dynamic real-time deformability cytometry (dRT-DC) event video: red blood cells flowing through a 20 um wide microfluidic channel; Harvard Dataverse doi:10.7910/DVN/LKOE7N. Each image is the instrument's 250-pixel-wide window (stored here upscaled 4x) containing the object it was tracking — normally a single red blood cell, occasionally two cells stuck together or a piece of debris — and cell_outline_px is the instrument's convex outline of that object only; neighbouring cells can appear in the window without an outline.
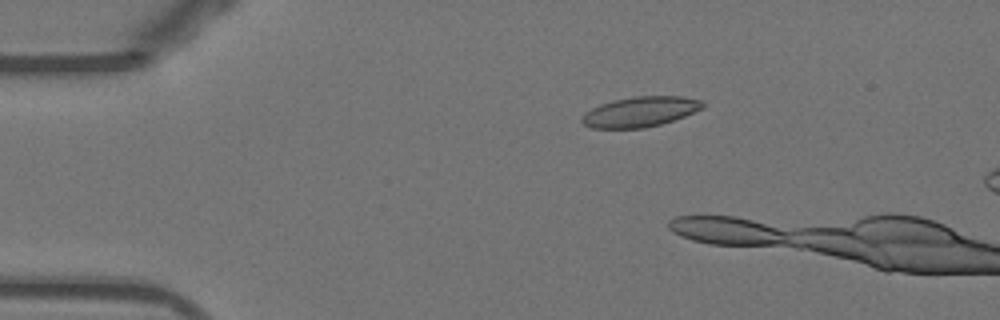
{"species": "Egyptian fruit bat (a non-hibernating species)", "species_latin": "Rousettus aegyptiacus", "temperature_condition": "warm", "stored_images_in_passage": 13, "camera_frame_rate_fps": 3000, "um_per_image_px": 0.085, "animal": {"sex": "female"}, "frame": {"image": 1, "passage_image": 10, "time_ms": 3.0, "image_size_px": [1000, 320], "cell_outline_px": [[704, 108], [684, 116], [660, 124], [644, 128], [592, 128], [584, 124], [580, 120], [580, 116], [584, 112], [600, 104], [616, 100], [636, 96], [684, 96], [700, 100], [704, 104]], "centroid_in_image_um": [54.39, 9.5], "position_along_channel_um": 30.6, "area_um2": 21.15}}